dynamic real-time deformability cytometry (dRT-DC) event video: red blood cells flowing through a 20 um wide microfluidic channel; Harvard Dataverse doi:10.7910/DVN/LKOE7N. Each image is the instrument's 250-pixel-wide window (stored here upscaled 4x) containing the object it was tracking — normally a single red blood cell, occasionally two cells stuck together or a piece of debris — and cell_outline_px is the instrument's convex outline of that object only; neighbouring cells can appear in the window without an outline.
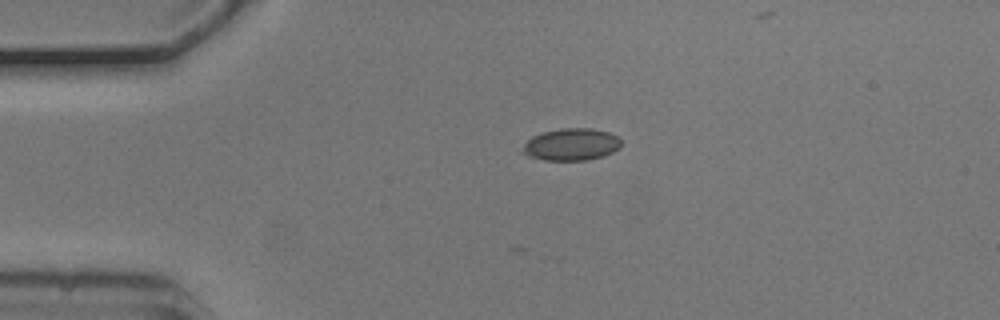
{"species": "common noctule bat (a hibernating species)", "species_latin": "Nyctalus noctula", "temperature_condition": "cold", "stored_images_in_passage": 2, "camera_frame_rate_fps": 3000, "um_per_image_px": 0.085, "animal": {"sex": "male", "body_mass_g": 20.5, "forearm_length_mm": 52.5}, "frame": {"image": 1, "passage_image": 1, "time_ms": 0.0, "image_size_px": [1000, 320], "cell_outline_px": [[620, 148], [612, 152], [588, 160], [544, 160], [528, 156], [516, 152], [532, 136], [544, 132], [560, 128], [592, 128], [608, 132], [616, 136], [620, 140]], "centroid_in_image_um": [48.49, 12.28], "position_along_channel_um": 36.5, "area_um2": 18.55}}